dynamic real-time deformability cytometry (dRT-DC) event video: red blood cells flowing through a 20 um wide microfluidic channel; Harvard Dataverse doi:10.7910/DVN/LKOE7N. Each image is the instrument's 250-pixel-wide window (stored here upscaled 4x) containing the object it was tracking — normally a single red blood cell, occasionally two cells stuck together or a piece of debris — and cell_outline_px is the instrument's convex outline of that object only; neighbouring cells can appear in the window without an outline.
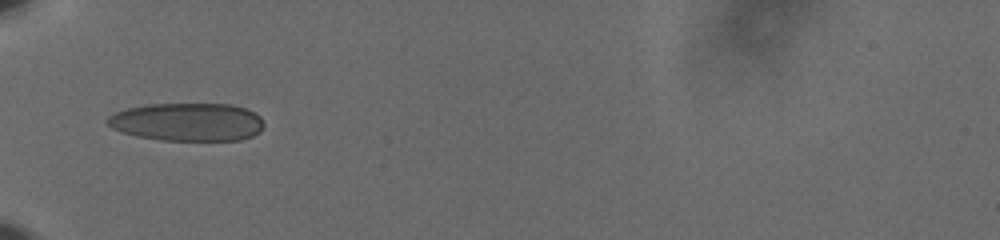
{"species": "human", "species_latin": "Homo sapiens", "temperature_condition": "cold", "stored_images_in_passage": 37, "camera_frame_rate_fps": 3000, "um_per_image_px": 0.085, "donor": {"sex": "male"}, "frame": {"image": 1, "passage_image": 1, "time_ms": 0.0, "image_size_px": [1000, 240], "cell_outline_px": [[264, 124], [260, 132], [252, 136], [240, 140], [160, 140], [136, 136], [120, 132], [112, 128], [104, 120], [108, 116], [116, 112], [128, 108], [148, 104], [232, 104], [248, 108], [256, 112], [260, 116]], "centroid_in_image_um": [15.94, 10.36], "position_along_channel_um": 69.1, "area_um2": 35.08}}
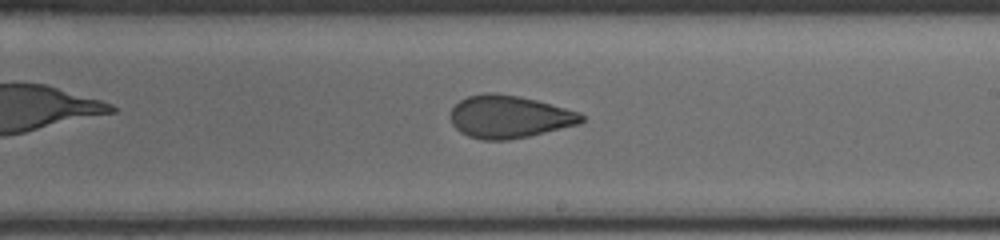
{"frame": {"image": 2, "passage_image": 16, "time_ms": 5.0, "image_size_px": [1000, 240], "cell_outline_px": [[584, 120], [580, 124], [528, 136], [508, 140], [480, 140], [468, 136], [460, 132], [452, 124], [448, 116], [452, 108], [460, 100], [468, 96], [484, 92], [496, 92], [520, 96], [536, 100], [580, 112], [584, 116]], "centroid_in_image_um": [43.25, 9.92], "position_along_channel_um": 245.7, "area_um2": 32.83}}
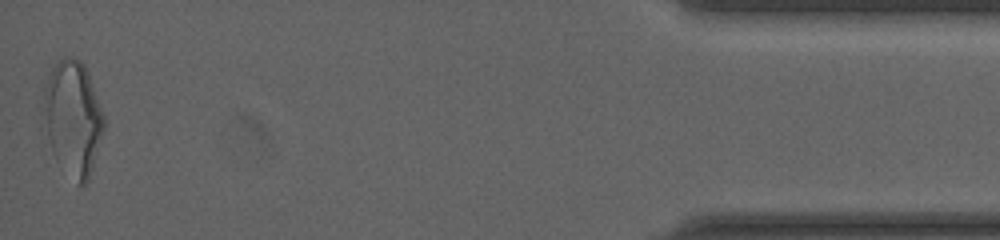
{"frame": {"image": 3, "passage_image": 37, "time_ms": 12.0, "image_size_px": [1000, 240], "cell_outline_px": [[104, 128], [92, 168], [88, 180], [84, 184], [76, 184], [56, 160], [40, 128], [44, 88], [52, 68], [64, 56], [72, 56], [80, 60], [84, 64], [88, 72], [104, 116]], "centroid_in_image_um": [6.13, 10.04], "position_along_channel_um": 429.1, "area_um2": 41.04}, "authors_computed_cell_mechanics": {"area_um2": 33.6974, "velocity_mm_per_s": 3.6427, "shape_relaxation_time_tau1_ms": 8.2247, "shape_relaxation_time_tau2_ms": 1.4547, "deformation_change_tau1": 0.1937, "deformation_change_tau2": 0.078}}